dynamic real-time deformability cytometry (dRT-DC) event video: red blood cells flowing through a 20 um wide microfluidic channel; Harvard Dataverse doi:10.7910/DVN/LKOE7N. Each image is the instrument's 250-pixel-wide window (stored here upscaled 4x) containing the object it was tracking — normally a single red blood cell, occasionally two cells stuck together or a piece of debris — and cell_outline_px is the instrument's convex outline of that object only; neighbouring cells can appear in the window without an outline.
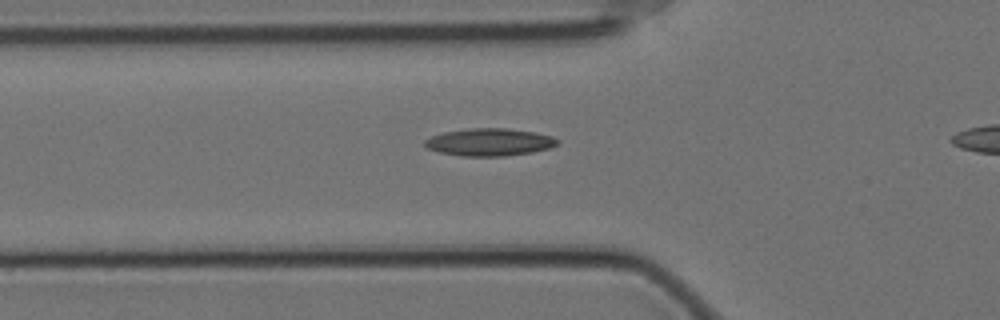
{"species": "Egyptian fruit bat (a non-hibernating species)", "species_latin": "Rousettus aegyptiacus", "temperature_condition": "cold", "stored_images_in_passage": 43, "camera_frame_rate_fps": 3000, "um_per_image_px": 0.085, "animal": {"sex": "female"}, "frame": {"image": 1, "passage_image": 13, "time_ms": 4.0, "image_size_px": [1000, 320], "cell_outline_px": [[560, 144], [548, 148], [532, 152], [504, 156], [460, 156], [440, 152], [428, 148], [424, 144], [424, 140], [432, 136], [444, 132], [468, 128], [508, 128], [536, 132], [552, 136], [560, 140]], "centroid_in_image_um": [41.64, 12.07], "position_along_channel_um": 84.2, "area_um2": 21.33}}
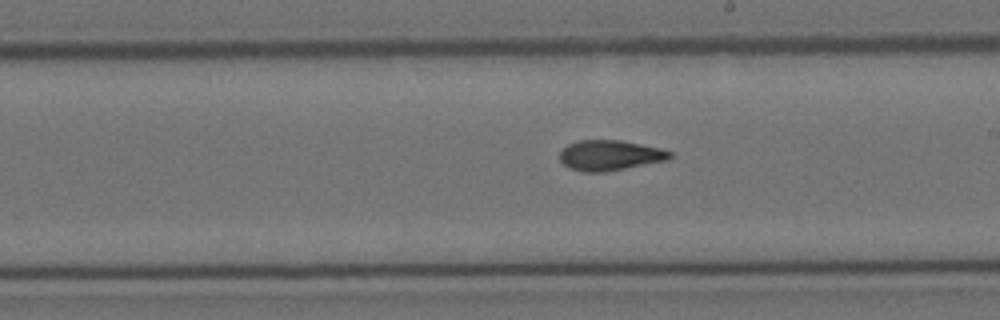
{"frame": {"image": 2, "passage_image": 26, "time_ms": 8.333, "image_size_px": [1000, 320], "cell_outline_px": [[672, 156], [668, 160], [604, 172], [584, 172], [568, 168], [560, 160], [560, 152], [568, 144], [576, 140], [620, 140], [660, 148], [672, 152]], "centroid_in_image_um": [51.82, 13.2], "position_along_channel_um": 237.2, "area_um2": 19.42}}
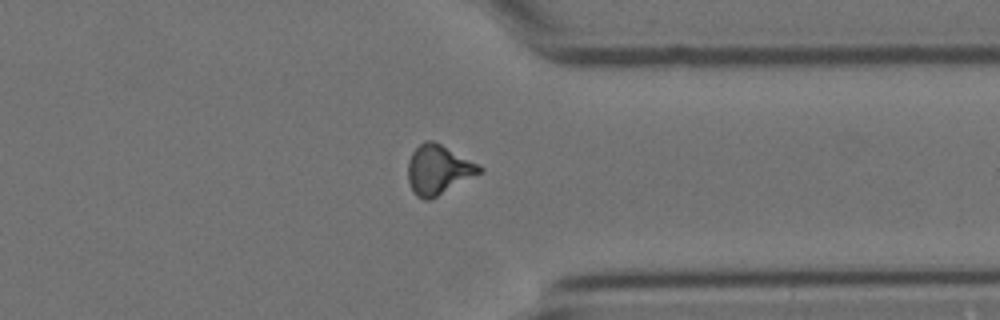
{"frame": {"image": 3, "passage_image": 38, "time_ms": 12.333, "image_size_px": [1000, 320], "cell_outline_px": [[484, 172], [428, 200], [424, 200], [416, 196], [408, 180], [408, 160], [412, 152], [424, 140], [432, 140], [480, 164], [484, 168]], "centroid_in_image_um": [37.28, 14.41], "position_along_channel_um": 374.1, "area_um2": 20.58}}